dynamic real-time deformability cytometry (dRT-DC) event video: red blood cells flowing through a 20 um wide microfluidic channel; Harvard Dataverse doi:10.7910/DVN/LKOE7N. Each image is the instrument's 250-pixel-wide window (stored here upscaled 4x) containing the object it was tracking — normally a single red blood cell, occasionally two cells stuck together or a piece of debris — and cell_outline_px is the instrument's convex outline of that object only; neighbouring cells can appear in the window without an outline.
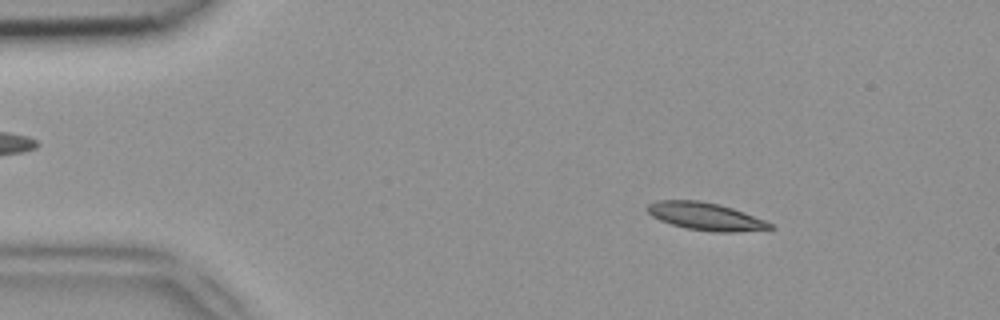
{"species": "common noctule bat (a hibernating species)", "species_latin": "Nyctalus noctula", "temperature_condition": "room temperature", "stored_images_in_passage": 49, "camera_frame_rate_fps": 3000, "um_per_image_px": 0.085, "animal": {"sex": "female", "body_mass_g": 18.4}, "frame": {"image": 1, "passage_image": 7, "time_ms": 2.0, "image_size_px": [1000, 320], "cell_outline_px": [[776, 228], [736, 232], [712, 232], [684, 228], [660, 220], [652, 216], [644, 208], [648, 204], [656, 200], [700, 200], [720, 204], [744, 212], [764, 220], [772, 224]], "centroid_in_image_um": [59.95, 18.39], "position_along_channel_um": 25.1, "area_um2": 19.88}}
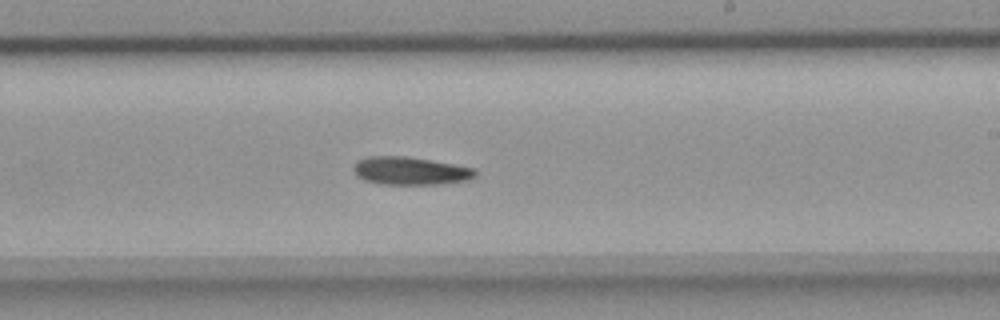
{"frame": {"image": 2, "passage_image": 29, "time_ms": 9.333, "image_size_px": [1000, 320], "cell_outline_px": [[476, 176], [468, 180], [440, 184], [380, 184], [364, 180], [356, 176], [352, 168], [356, 160], [368, 156], [408, 156], [476, 168]], "centroid_in_image_um": [34.85, 14.52], "position_along_channel_um": 254.2, "area_um2": 20.06}}
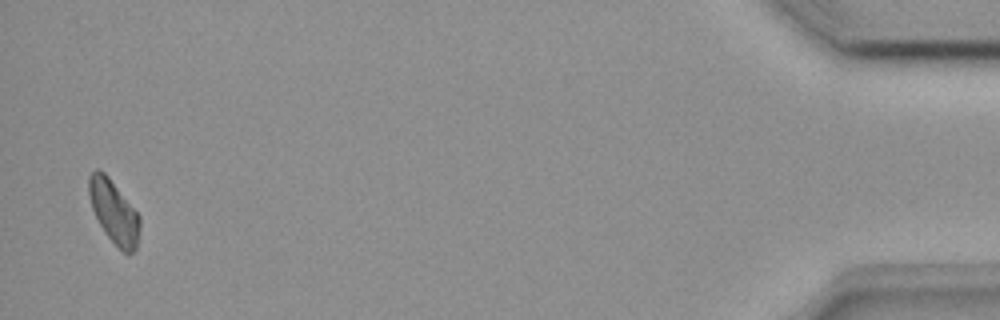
{"frame": {"image": 3, "passage_image": 48, "time_ms": 15.667, "image_size_px": [1000, 320], "cell_outline_px": [[140, 228], [136, 248], [128, 256], [104, 232], [92, 208], [88, 196], [88, 176], [96, 168], [100, 168], [108, 176], [140, 216]], "centroid_in_image_um": [9.67, 17.98], "position_along_channel_um": 425.5, "area_um2": 18.61}}